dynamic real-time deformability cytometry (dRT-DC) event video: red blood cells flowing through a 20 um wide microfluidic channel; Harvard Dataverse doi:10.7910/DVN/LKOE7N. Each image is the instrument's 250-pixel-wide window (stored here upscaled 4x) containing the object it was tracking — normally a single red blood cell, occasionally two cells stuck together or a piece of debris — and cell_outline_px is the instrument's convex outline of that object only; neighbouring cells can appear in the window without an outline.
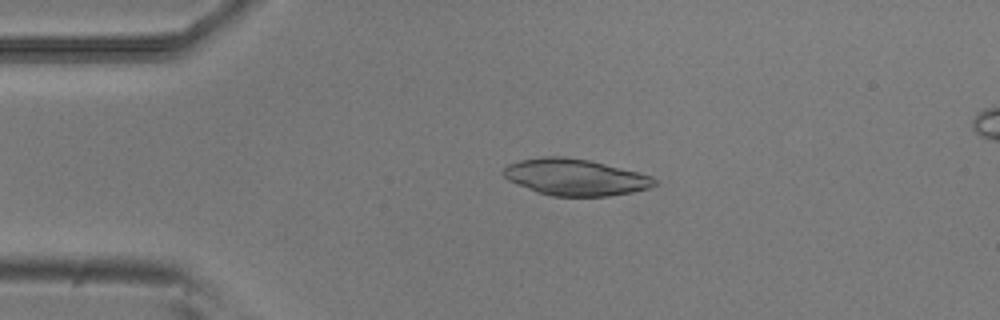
{"species": "common noctule bat (a hibernating species)", "species_latin": "Nyctalus noctula", "temperature_condition": "room temperature", "stored_images_in_passage": 50, "camera_frame_rate_fps": 3000, "um_per_image_px": 0.085, "animal": {"sex": "male", "body_mass_g": 20.5, "forearm_length_mm": 52.5}, "frame": {"image": 1, "passage_image": 9, "time_ms": 2.667, "image_size_px": [1000, 320], "cell_outline_px": [[656, 184], [648, 188], [632, 192], [608, 196], [552, 196], [536, 192], [508, 180], [500, 172], [508, 164], [520, 160], [544, 156], [564, 156], [588, 160], [652, 176], [656, 180]], "centroid_in_image_um": [48.84, 15.06], "position_along_channel_um": 36.2, "area_um2": 31.96}}
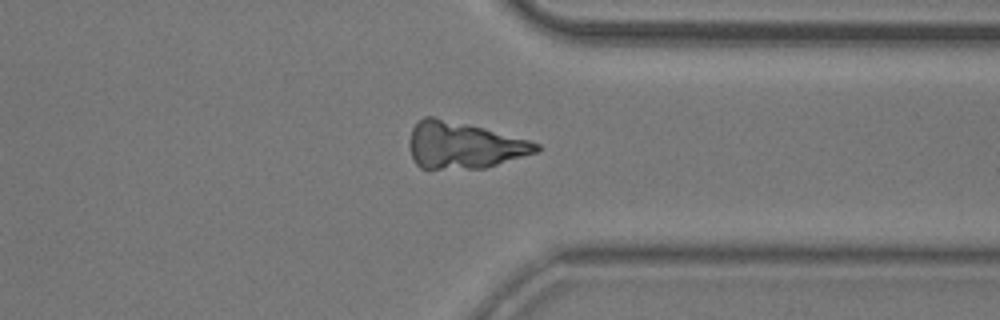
{"frame": {"image": 2, "passage_image": 38, "time_ms": 12.333, "image_size_px": [1000, 320], "cell_outline_px": [[540, 148], [536, 152], [484, 168], [420, 168], [416, 164], [412, 156], [408, 144], [412, 128], [424, 116], [432, 116], [468, 124], [484, 128], [528, 140], [540, 144]], "centroid_in_image_um": [39.37, 12.34], "position_along_channel_um": 372.0, "area_um2": 33.99}}
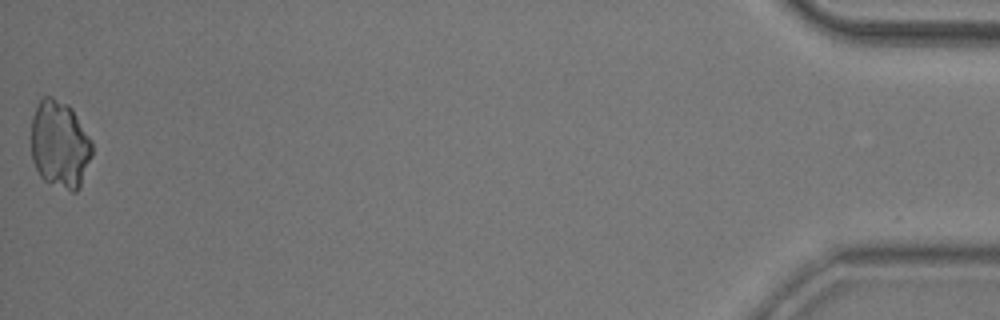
{"frame": {"image": 3, "passage_image": 50, "time_ms": 16.333, "image_size_px": [1000, 320], "cell_outline_px": [[92, 156], [80, 188], [76, 192], [72, 192], [44, 180], [40, 176], [32, 160], [32, 116], [40, 100], [44, 96], [52, 96], [68, 104], [72, 108], [92, 140]], "centroid_in_image_um": [5.1, 12.27], "position_along_channel_um": 430.1, "area_um2": 31.27}}